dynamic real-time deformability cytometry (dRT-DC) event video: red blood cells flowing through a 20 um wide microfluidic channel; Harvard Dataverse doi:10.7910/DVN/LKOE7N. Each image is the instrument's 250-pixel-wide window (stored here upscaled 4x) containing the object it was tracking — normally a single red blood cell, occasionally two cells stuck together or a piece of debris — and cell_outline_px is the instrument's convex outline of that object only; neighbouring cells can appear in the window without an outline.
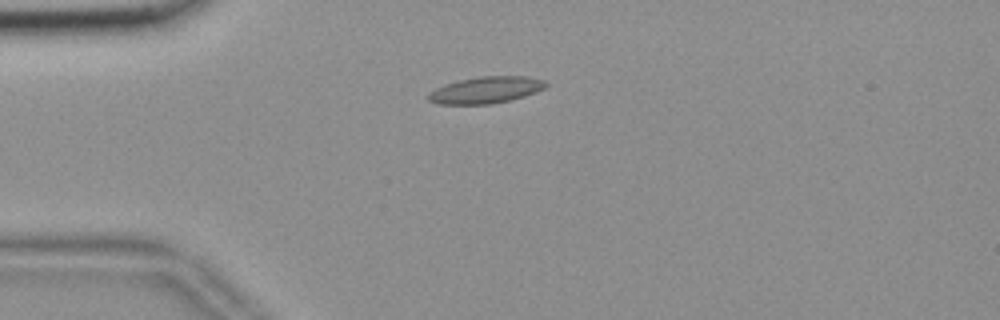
{"species": "common noctule bat (a hibernating species)", "species_latin": "Nyctalus noctula", "temperature_condition": "room temperature", "stored_images_in_passage": 42, "camera_frame_rate_fps": 3000, "um_per_image_px": 0.085, "animal": {"sex": "female", "body_mass_g": 18.4}, "frame": {"image": 1, "passage_image": 1, "time_ms": 0.0, "image_size_px": [1000, 320], "cell_outline_px": [[548, 84], [544, 88], [536, 92], [524, 96], [492, 104], [436, 104], [428, 100], [428, 92], [444, 84], [460, 80], [480, 76], [524, 76], [544, 80]], "centroid_in_image_um": [41.27, 7.65], "position_along_channel_um": 43.7, "area_um2": 18.21}}
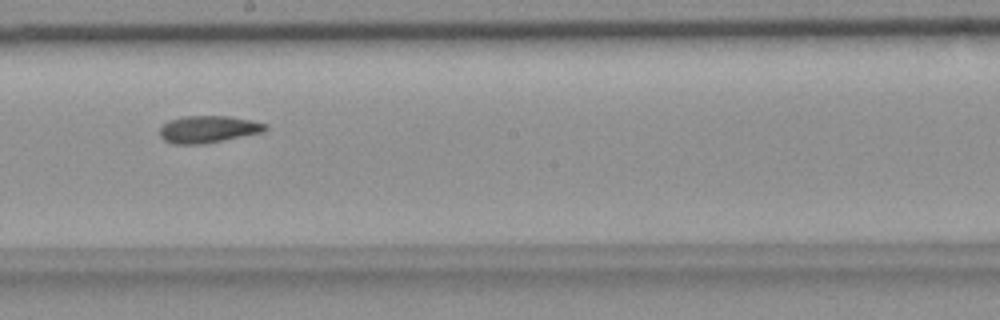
{"frame": {"image": 2, "passage_image": 18, "time_ms": 5.667, "image_size_px": [1000, 320], "cell_outline_px": [[268, 128], [264, 132], [204, 144], [172, 144], [164, 140], [160, 136], [160, 128], [168, 120], [184, 116], [228, 116], [252, 120], [268, 124]], "centroid_in_image_um": [17.71, 10.99], "position_along_channel_um": 230.5, "area_um2": 16.82}}
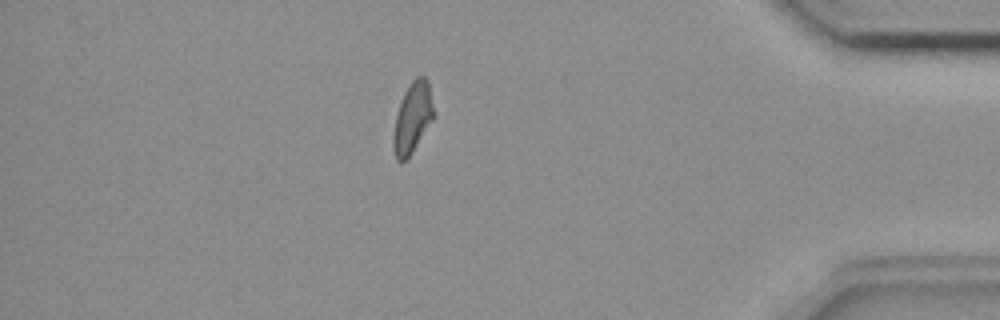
{"frame": {"image": 3, "passage_image": 35, "time_ms": 11.333, "image_size_px": [1000, 320], "cell_outline_px": [[432, 120], [412, 152], [400, 164], [396, 160], [392, 148], [392, 136], [396, 116], [400, 100], [404, 92], [412, 80], [416, 76], [424, 76], [428, 80], [432, 108]], "centroid_in_image_um": [35.01, 10.03], "position_along_channel_um": 400.2, "area_um2": 16.36}, "authors_computed_cell_mechanics": {"area_um2": 16.6753, "velocity_mm_per_s": 3.6623, "shape_relaxation_time_tau1_ms": null, "shape_relaxation_time_tau2_ms": 6.6175, "deformation_change_tau1": null, "deformation_change_tau2": 0.1385}}